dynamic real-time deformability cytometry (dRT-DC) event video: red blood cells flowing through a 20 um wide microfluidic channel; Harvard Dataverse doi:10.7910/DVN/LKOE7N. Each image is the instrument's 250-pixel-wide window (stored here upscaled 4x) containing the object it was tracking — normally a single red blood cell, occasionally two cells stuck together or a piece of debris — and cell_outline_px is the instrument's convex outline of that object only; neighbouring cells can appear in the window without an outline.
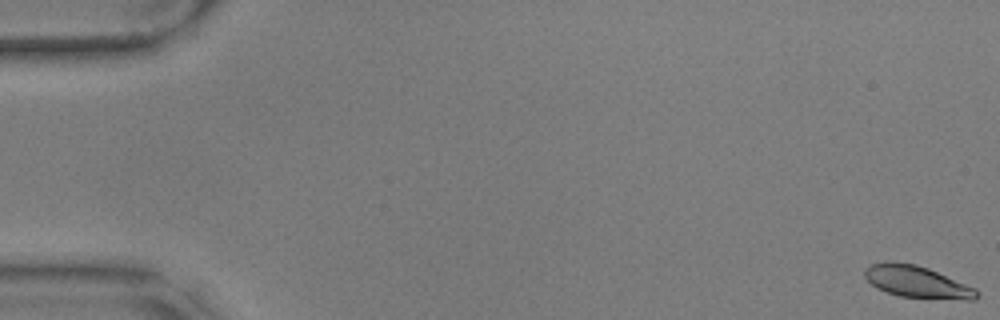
{"species": "common noctule bat (a hibernating species)", "species_latin": "Nyctalus noctula", "temperature_condition": "warm", "stored_images_in_passage": 59, "camera_frame_rate_fps": 3000, "um_per_image_px": 0.085, "animal": {"sex": "male", "body_mass_g": 17.9, "forearm_length_mm": 54.2}, "frame": {"image": 1, "passage_image": 1, "time_ms": 0.0, "image_size_px": [1000, 320], "cell_outline_px": [[980, 296], [976, 300], [964, 300], [900, 296], [884, 292], [876, 288], [864, 276], [864, 268], [872, 264], [888, 260], [896, 260], [916, 264], [928, 268], [976, 288], [980, 292]], "centroid_in_image_um": [77.95, 23.95], "position_along_channel_um": 7.1, "area_um2": 21.21}}
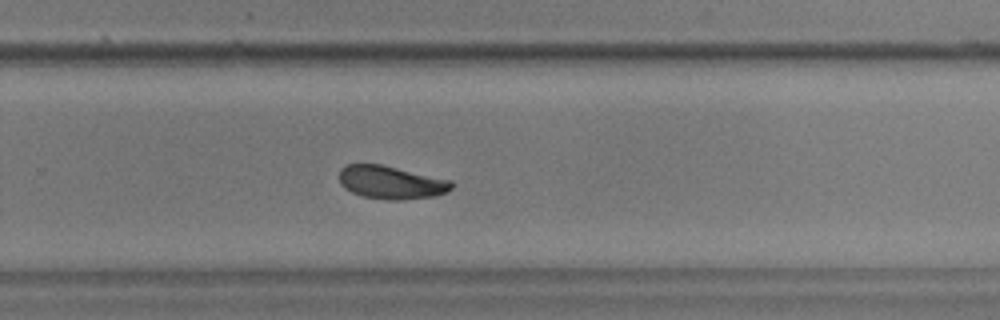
{"frame": {"image": 2, "passage_image": 39, "time_ms": 12.667, "image_size_px": [1000, 320], "cell_outline_px": [[452, 188], [448, 192], [436, 196], [400, 200], [388, 200], [364, 196], [352, 192], [344, 188], [340, 184], [340, 168], [348, 164], [384, 164], [452, 180]], "centroid_in_image_um": [33.27, 15.49], "position_along_channel_um": 296.5, "area_um2": 21.91}}
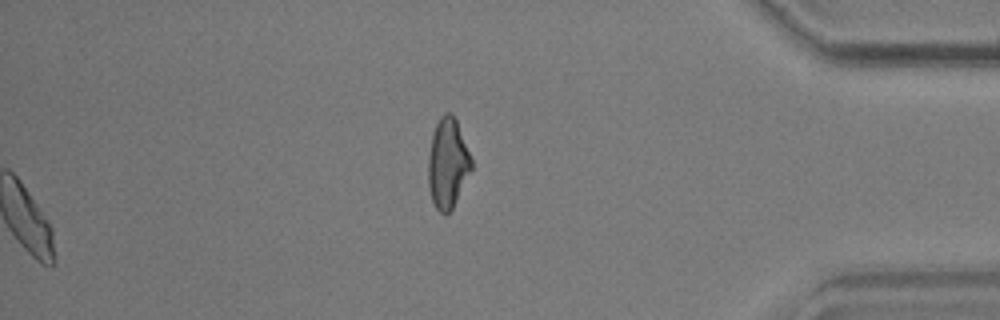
{"frame": {"image": 3, "passage_image": 59, "time_ms": 19.333, "image_size_px": [1000, 320], "cell_outline_px": [[472, 168], [452, 208], [444, 216], [436, 208], [432, 200], [428, 184], [428, 156], [432, 132], [440, 116], [444, 112], [452, 112], [456, 120], [472, 160]], "centroid_in_image_um": [38.03, 13.86], "position_along_channel_um": 397.2, "area_um2": 22.48}, "authors_computed_cell_mechanics": {"area_um2": 21.7328, "velocity_mm_per_s": 3.5201, "shape_relaxation_time_tau1_ms": 5.516, "shape_relaxation_time_tau2_ms": 3.3697, "deformation_change_tau1": 0.1354, "deformation_change_tau2": 0.0756}}